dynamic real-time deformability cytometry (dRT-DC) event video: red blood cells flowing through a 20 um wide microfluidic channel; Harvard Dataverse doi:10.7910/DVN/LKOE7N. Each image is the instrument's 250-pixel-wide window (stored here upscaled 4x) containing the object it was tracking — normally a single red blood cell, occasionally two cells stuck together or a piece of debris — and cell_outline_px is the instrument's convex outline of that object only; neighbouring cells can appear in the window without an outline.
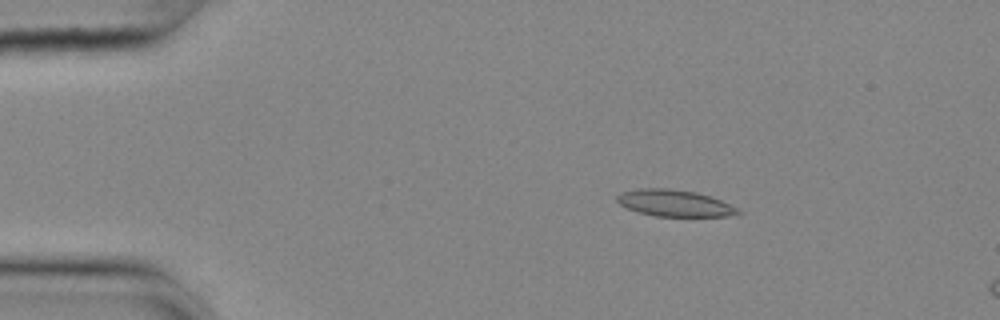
{"species": "common noctule bat (a hibernating species)", "species_latin": "Nyctalus noctula", "temperature_condition": "cold", "stored_images_in_passage": 17, "camera_frame_rate_fps": 3000, "um_per_image_px": 0.085, "animal": {"sex": "female", "body_mass_g": 25.1}, "frame": {"image": 1, "passage_image": 10, "time_ms": 3.0, "image_size_px": [1000, 320], "cell_outline_px": [[744, 212], [728, 216], [656, 216], [640, 212], [628, 208], [620, 204], [616, 200], [616, 196], [620, 192], [636, 188], [668, 188], [696, 192], [720, 200]], "centroid_in_image_um": [57.29, 17.25], "position_along_channel_um": 27.7, "area_um2": 18.61}}